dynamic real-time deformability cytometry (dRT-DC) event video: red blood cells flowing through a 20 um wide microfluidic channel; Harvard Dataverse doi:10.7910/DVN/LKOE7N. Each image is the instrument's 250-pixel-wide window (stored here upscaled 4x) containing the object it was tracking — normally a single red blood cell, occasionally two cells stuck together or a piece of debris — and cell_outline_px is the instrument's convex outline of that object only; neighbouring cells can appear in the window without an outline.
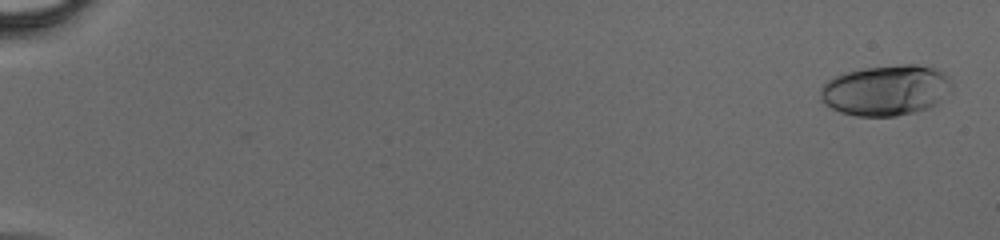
{"species": "human", "species_latin": "Homo sapiens", "temperature_condition": "cold", "stored_images_in_passage": 48, "camera_frame_rate_fps": 3000, "um_per_image_px": 0.085, "donor": {"sex": "male"}, "frame": {"image": 1, "passage_image": 2, "time_ms": 0.333, "image_size_px": [1000, 240], "cell_outline_px": [[952, 88], [936, 104], [928, 108], [896, 116], [856, 116], [840, 112], [824, 104], [820, 100], [820, 88], [832, 76], [864, 68], [900, 64], [916, 64], [936, 68], [944, 72], [948, 76], [952, 84]], "centroid_in_image_um": [75.29, 7.66], "position_along_channel_um": 9.7, "area_um2": 38.9}}
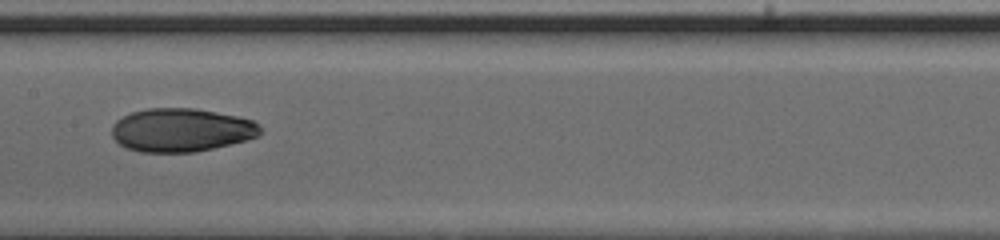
{"frame": {"image": 2, "passage_image": 27, "time_ms": 8.667, "image_size_px": [1000, 240], "cell_outline_px": [[264, 132], [260, 136], [248, 140], [196, 152], [140, 152], [128, 148], [120, 144], [112, 136], [112, 124], [116, 120], [132, 112], [148, 108], [196, 108], [236, 116], [252, 120], [260, 124]], "centroid_in_image_um": [15.45, 11.05], "position_along_channel_um": 191.9, "area_um2": 37.86}}
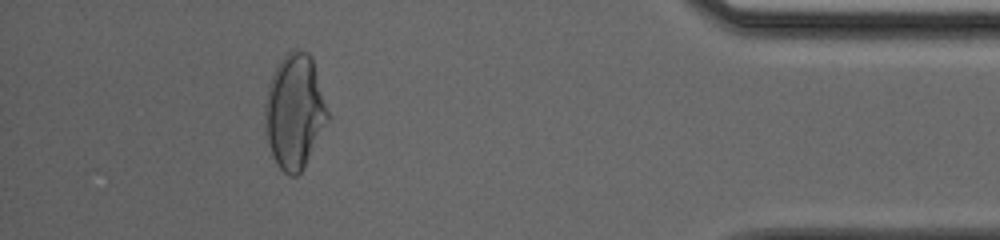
{"frame": {"image": 3, "passage_image": 44, "time_ms": 14.333, "image_size_px": [1000, 240], "cell_outline_px": [[332, 116], [300, 172], [296, 176], [288, 176], [276, 164], [268, 144], [264, 128], [264, 104], [268, 88], [276, 64], [292, 48], [296, 48], [308, 52], [312, 56]], "centroid_in_image_um": [25.06, 9.44], "position_along_channel_um": 410.1, "area_um2": 42.71}}